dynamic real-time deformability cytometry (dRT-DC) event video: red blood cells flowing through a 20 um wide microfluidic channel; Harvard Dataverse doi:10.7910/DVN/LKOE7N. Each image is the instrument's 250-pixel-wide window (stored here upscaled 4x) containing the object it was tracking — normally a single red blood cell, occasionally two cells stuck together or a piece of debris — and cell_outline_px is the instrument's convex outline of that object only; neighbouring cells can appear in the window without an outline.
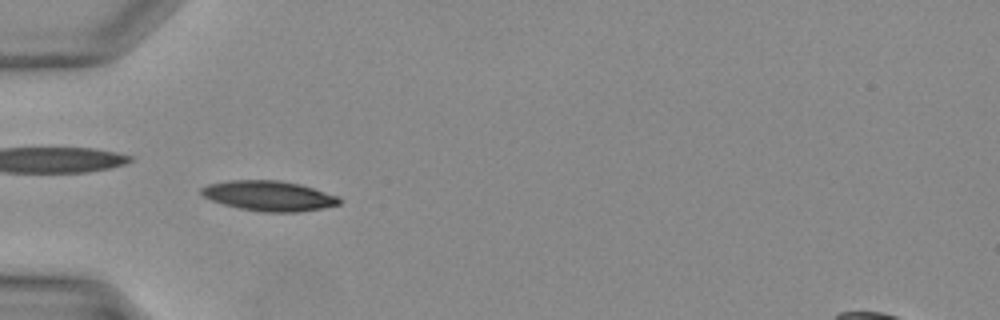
{"species": "Egyptian fruit bat (a non-hibernating species)", "species_latin": "Rousettus aegyptiacus", "temperature_condition": "warm", "stored_images_in_passage": 38, "camera_frame_rate_fps": 3000, "um_per_image_px": 0.085, "animal": {"sex": "female"}, "frame": {"image": 1, "passage_image": 12, "time_ms": 3.667, "image_size_px": [1000, 320], "cell_outline_px": [[340, 204], [300, 212], [264, 212], [240, 208], [224, 204], [212, 200], [204, 196], [200, 192], [200, 188], [208, 184], [232, 180], [280, 180], [300, 184], [340, 196]], "centroid_in_image_um": [22.88, 16.64], "position_along_channel_um": 62.1, "area_um2": 24.1}}
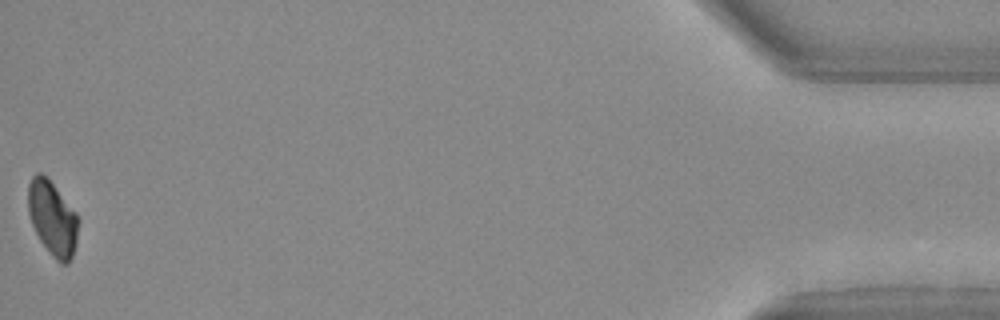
{"frame": {"image": 2, "passage_image": 38, "time_ms": 12.333, "image_size_px": [1000, 320], "cell_outline_px": [[80, 220], [76, 244], [72, 256], [68, 264], [60, 264], [52, 256], [40, 240], [32, 224], [28, 212], [28, 184], [32, 176], [36, 172], [40, 172], [52, 184], [76, 212]], "centroid_in_image_um": [4.47, 18.58], "position_along_channel_um": 430.7, "area_um2": 21.73}}